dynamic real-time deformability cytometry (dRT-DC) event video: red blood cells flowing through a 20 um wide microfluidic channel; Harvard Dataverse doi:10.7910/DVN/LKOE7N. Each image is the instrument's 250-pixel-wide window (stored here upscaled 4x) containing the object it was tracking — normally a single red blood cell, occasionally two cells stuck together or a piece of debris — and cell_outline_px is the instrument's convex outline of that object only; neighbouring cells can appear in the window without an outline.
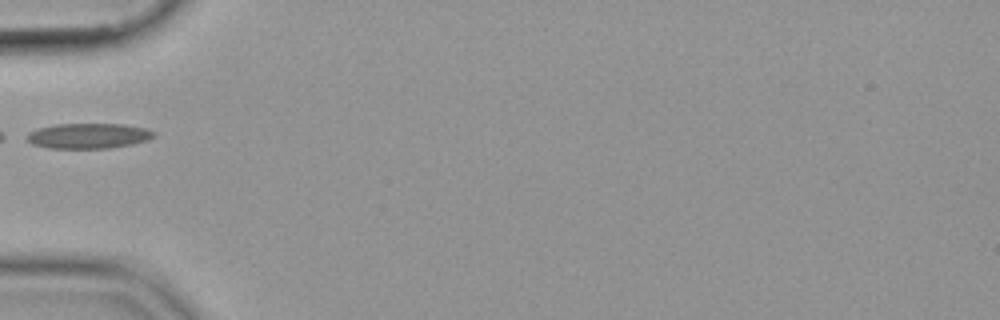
{"species": "common noctule bat (a hibernating species)", "species_latin": "Nyctalus noctula", "temperature_condition": "cold", "stored_images_in_passage": 34, "camera_frame_rate_fps": 3000, "um_per_image_px": 0.085, "animal": {"sex": "female", "body_mass_g": 19.9}, "frame": {"image": 1, "passage_image": 1, "time_ms": 0.0, "image_size_px": [1000, 320], "cell_outline_px": [[156, 136], [148, 140], [132, 144], [108, 148], [48, 148], [32, 144], [28, 140], [28, 132], [40, 128], [56, 124], [124, 124], [148, 128], [156, 132]], "centroid_in_image_um": [7.58, 11.54], "position_along_channel_um": 77.4, "area_um2": 18.73}}
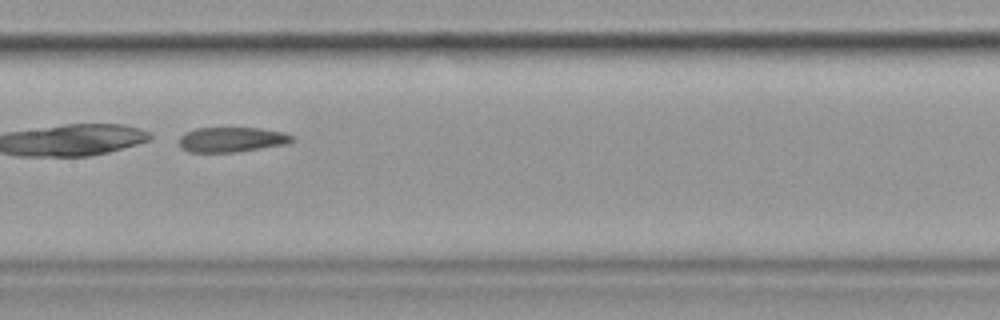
{"frame": {"image": 2, "passage_image": 10, "time_ms": 3.0, "image_size_px": [1000, 320], "cell_outline_px": [[296, 140], [288, 144], [236, 152], [188, 152], [180, 148], [180, 136], [184, 132], [196, 128], [260, 128], [284, 132], [296, 136]], "centroid_in_image_um": [19.74, 11.86], "position_along_channel_um": 187.7, "area_um2": 16.7}}
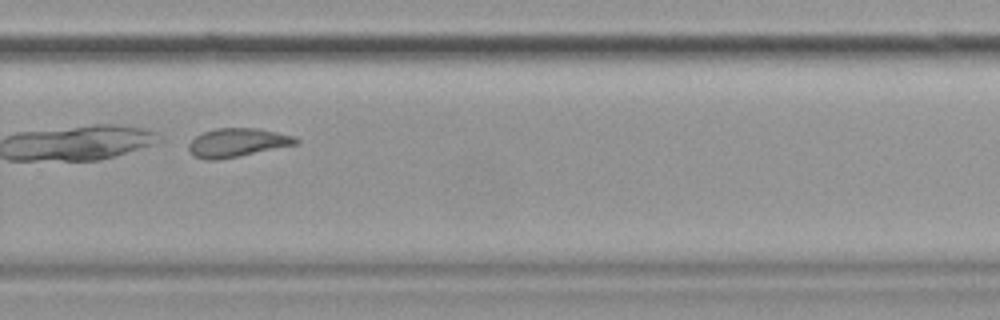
{"frame": {"image": 3, "passage_image": 20, "time_ms": 6.333, "image_size_px": [1000, 320], "cell_outline_px": [[300, 144], [216, 160], [204, 160], [192, 156], [188, 148], [188, 144], [196, 136], [204, 132], [216, 128], [256, 128], [276, 132], [292, 136], [300, 140]], "centroid_in_image_um": [20.15, 12.13], "position_along_channel_um": 309.6, "area_um2": 17.86}}